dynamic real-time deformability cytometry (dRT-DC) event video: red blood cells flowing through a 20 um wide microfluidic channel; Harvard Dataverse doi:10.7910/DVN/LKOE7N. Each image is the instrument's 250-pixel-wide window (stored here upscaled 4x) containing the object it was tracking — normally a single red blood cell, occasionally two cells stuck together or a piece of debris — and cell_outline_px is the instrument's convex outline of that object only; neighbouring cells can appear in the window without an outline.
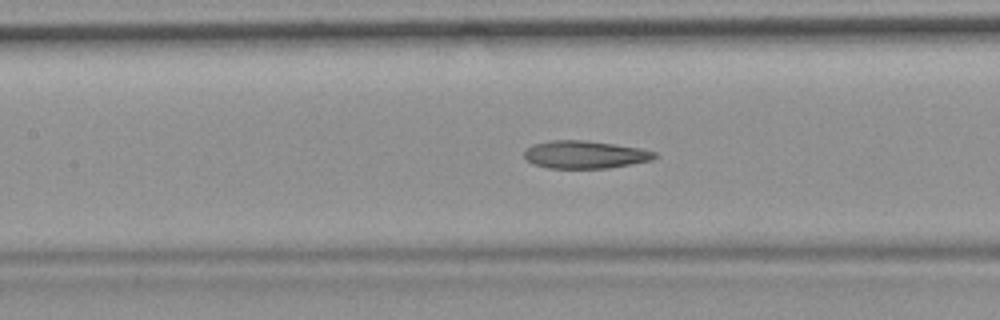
{"species": "common noctule bat (a hibernating species)", "species_latin": "Nyctalus noctula", "temperature_condition": "room temperature", "stored_images_in_passage": 36, "camera_frame_rate_fps": 3000, "um_per_image_px": 0.085, "animal": {"sex": "female", "body_mass_g": 19.9}, "frame": {"image": 1, "passage_image": 16, "time_ms": 5.0, "image_size_px": [1000, 320], "cell_outline_px": [[656, 156], [652, 160], [632, 164], [608, 168], [548, 168], [532, 164], [524, 156], [524, 148], [532, 144], [548, 140], [584, 140], [616, 144], [640, 148], [656, 152]], "centroid_in_image_um": [49.68, 13.13], "position_along_channel_um": 157.7, "area_um2": 21.27}}